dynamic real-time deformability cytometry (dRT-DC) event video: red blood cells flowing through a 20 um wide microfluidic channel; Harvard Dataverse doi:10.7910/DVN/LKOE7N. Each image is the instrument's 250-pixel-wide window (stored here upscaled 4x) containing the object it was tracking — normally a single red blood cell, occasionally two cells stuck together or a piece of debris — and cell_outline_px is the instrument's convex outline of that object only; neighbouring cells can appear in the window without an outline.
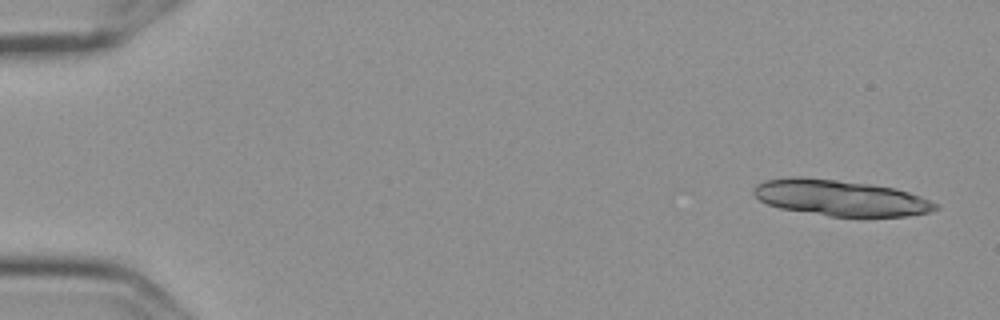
{"species": "Egyptian fruit bat (a non-hibernating species)", "species_latin": "Rousettus aegyptiacus", "temperature_condition": "cold", "stored_images_in_passage": 15, "camera_frame_rate_fps": 3000, "um_per_image_px": 0.085, "frame": {"image": 1, "passage_image": 1, "time_ms": 0.0, "image_size_px": [1000, 320], "cell_outline_px": [[940, 208], [928, 212], [908, 216], [828, 216], [780, 208], [768, 204], [760, 200], [752, 192], [752, 188], [756, 184], [764, 180], [788, 176], [800, 176], [872, 184], [896, 188], [920, 196], [940, 204]], "centroid_in_image_um": [71.42, 16.81], "position_along_channel_um": 13.6, "area_um2": 38.26}}